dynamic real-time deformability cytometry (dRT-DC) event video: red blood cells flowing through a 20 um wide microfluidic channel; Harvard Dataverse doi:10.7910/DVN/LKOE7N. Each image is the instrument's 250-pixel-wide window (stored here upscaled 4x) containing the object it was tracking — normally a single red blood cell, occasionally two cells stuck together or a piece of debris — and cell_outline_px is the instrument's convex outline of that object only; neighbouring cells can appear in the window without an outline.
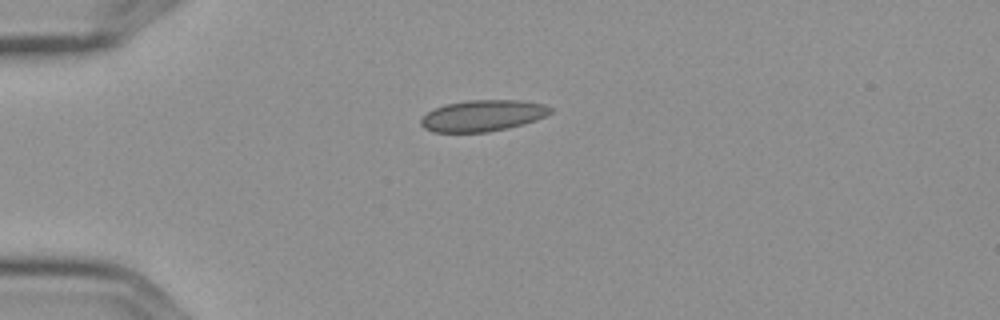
{"species": "Egyptian fruit bat (a non-hibernating species)", "species_latin": "Rousettus aegyptiacus", "temperature_condition": "cold", "stored_images_in_passage": 6, "camera_frame_rate_fps": 3000, "um_per_image_px": 0.085, "frame": {"image": 1, "passage_image": 1, "time_ms": 0.0, "image_size_px": [1000, 320], "cell_outline_px": [[552, 112], [536, 120], [524, 124], [508, 128], [488, 132], [432, 132], [424, 128], [420, 124], [420, 120], [428, 112], [444, 104], [468, 100], [520, 100], [544, 104], [552, 108]], "centroid_in_image_um": [41.03, 9.83], "position_along_channel_um": 44.0, "area_um2": 23.64}}
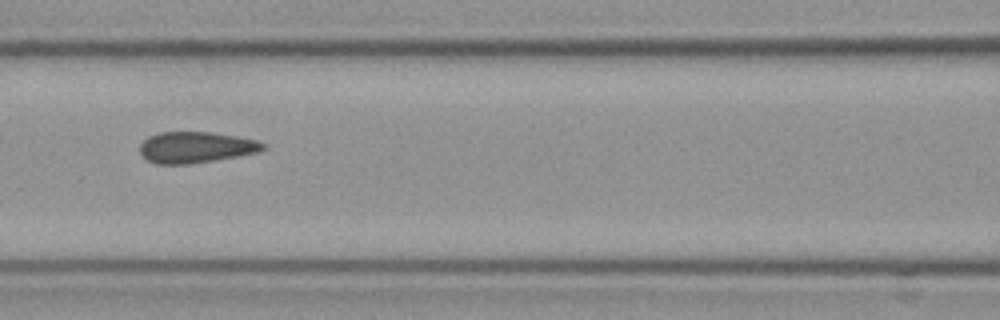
{"frame": {"image": 2, "passage_image": 4, "time_ms": 1.0, "image_size_px": [1000, 320], "cell_outline_px": [[268, 148], [256, 152], [216, 160], [188, 164], [156, 164], [148, 160], [140, 152], [140, 144], [148, 136], [160, 132], [212, 132], [236, 136], [256, 140], [268, 144]], "centroid_in_image_um": [16.66, 12.51], "position_along_channel_um": 149.9, "area_um2": 22.37}}
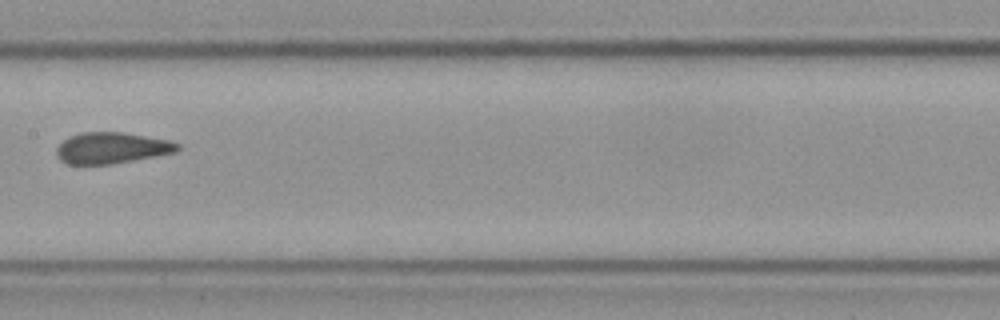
{"frame": {"image": 3, "passage_image": 5, "time_ms": 1.333, "image_size_px": [1000, 320], "cell_outline_px": [[180, 148], [176, 152], [112, 164], [68, 164], [60, 160], [56, 156], [56, 148], [68, 136], [80, 132], [124, 132], [172, 140], [180, 144]], "centroid_in_image_um": [9.5, 12.56], "position_along_channel_um": 197.9, "area_um2": 22.2}}